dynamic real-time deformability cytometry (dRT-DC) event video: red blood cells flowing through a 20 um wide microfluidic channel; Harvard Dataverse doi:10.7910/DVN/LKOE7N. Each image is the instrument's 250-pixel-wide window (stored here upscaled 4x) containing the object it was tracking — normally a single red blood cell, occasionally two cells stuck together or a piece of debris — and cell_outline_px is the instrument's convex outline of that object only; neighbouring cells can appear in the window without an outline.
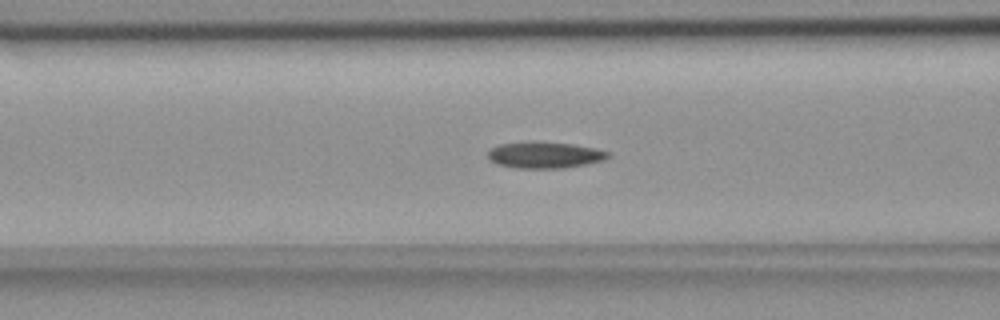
{"species": "common noctule bat (a hibernating species)", "species_latin": "Nyctalus noctula", "temperature_condition": "room temperature", "stored_images_in_passage": 56, "segment_of_instrument_passage": [1, 2], "camera_frame_rate_fps": 3000, "um_per_image_px": 0.085, "animal": {"sex": "female", "body_mass_g": 18.4}, "frame": {"image": 1, "passage_image": 22, "time_ms": 7.0, "image_size_px": [1000, 320], "cell_outline_px": [[612, 156], [604, 160], [588, 164], [564, 168], [516, 168], [496, 164], [488, 156], [488, 152], [492, 148], [500, 144], [532, 140], [572, 144], [596, 148], [612, 152]], "centroid_in_image_um": [46.36, 13.16], "position_along_channel_um": 120.2, "area_um2": 18.84}}
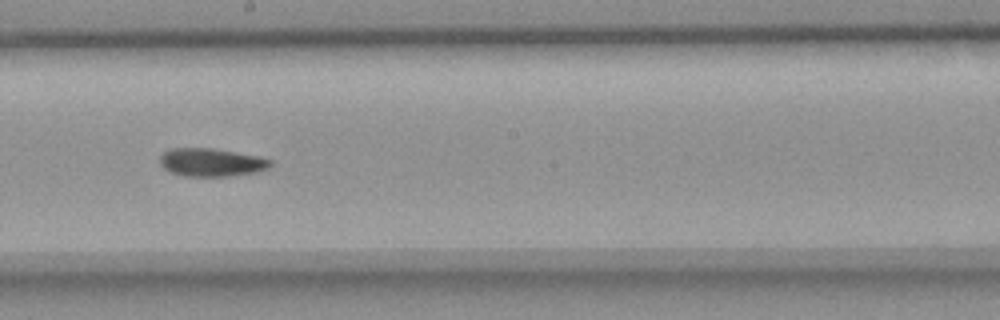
{"frame": {"image": 2, "passage_image": 31, "time_ms": 10.0, "image_size_px": [1000, 320], "cell_outline_px": [[272, 164], [268, 168], [256, 172], [228, 176], [184, 176], [172, 172], [164, 168], [160, 164], [160, 156], [164, 152], [172, 148], [212, 148], [256, 156], [272, 160]], "centroid_in_image_um": [17.95, 13.8], "position_along_channel_um": 230.2, "area_um2": 17.92}}
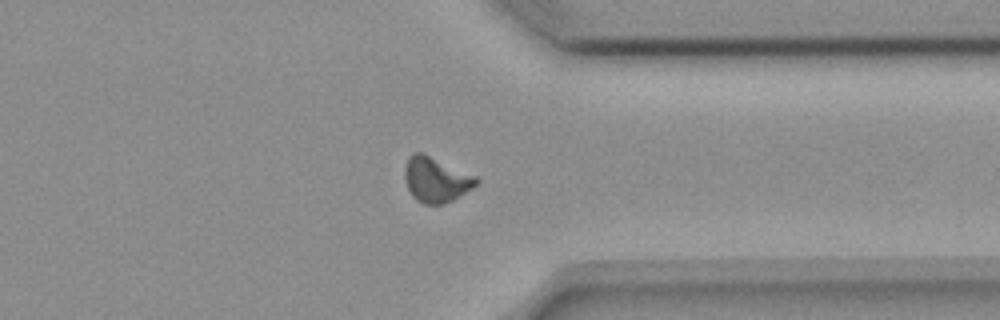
{"frame": {"image": 3, "passage_image": 43, "time_ms": 14.0, "image_size_px": [1000, 320], "cell_outline_px": [[480, 180], [472, 188], [452, 200], [444, 204], [424, 204], [416, 200], [412, 196], [408, 188], [404, 176], [404, 168], [408, 156], [412, 152], [420, 152], [476, 176]], "centroid_in_image_um": [37.02, 15.27], "position_along_channel_um": 374.4, "area_um2": 18.61}}